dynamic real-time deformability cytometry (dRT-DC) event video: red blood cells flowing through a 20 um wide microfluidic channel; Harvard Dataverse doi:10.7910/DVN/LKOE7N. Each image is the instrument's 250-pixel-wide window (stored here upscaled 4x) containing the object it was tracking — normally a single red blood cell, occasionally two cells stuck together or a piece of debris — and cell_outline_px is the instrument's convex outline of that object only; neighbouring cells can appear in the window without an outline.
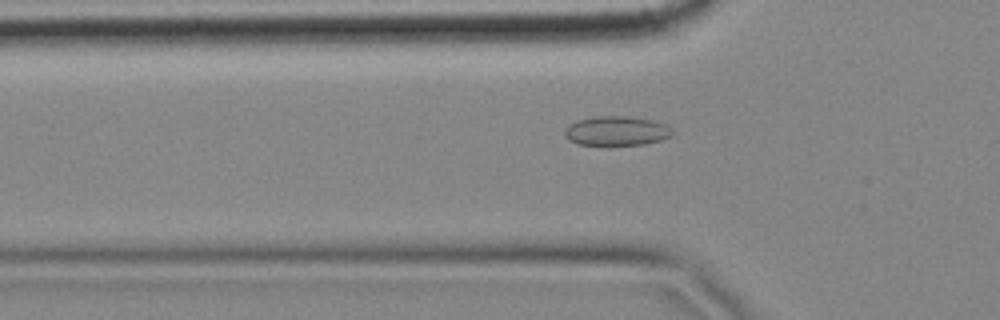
{"species": "common noctule bat (a hibernating species)", "species_latin": "Nyctalus noctula", "temperature_condition": "cold", "stored_images_in_passage": 31, "camera_frame_rate_fps": 3000, "um_per_image_px": 0.085, "animal": {"sex": "female", "body_mass_g": 18.4}, "frame": {"image": 1, "passage_image": 2, "time_ms": 0.333, "image_size_px": [1000, 320], "cell_outline_px": [[676, 132], [672, 136], [660, 140], [644, 144], [604, 148], [580, 144], [568, 140], [564, 136], [564, 132], [576, 120], [596, 116], [628, 116], [652, 120], [664, 124], [672, 128]], "centroid_in_image_um": [52.42, 11.17], "position_along_channel_um": 73.4, "area_um2": 19.19}}
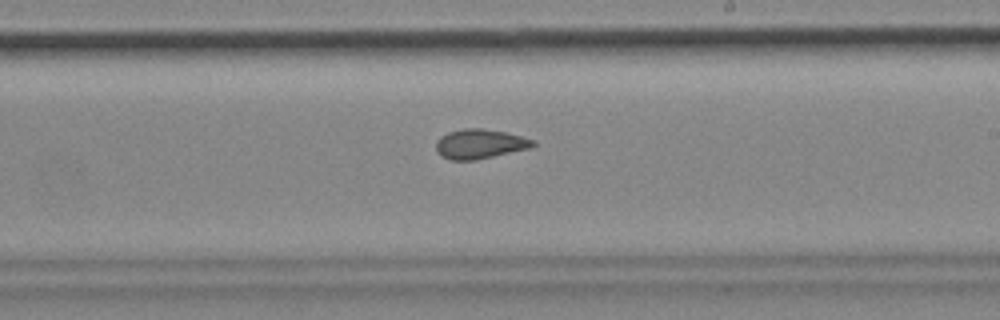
{"frame": {"image": 2, "passage_image": 17, "time_ms": 5.333, "image_size_px": [1000, 320], "cell_outline_px": [[536, 144], [532, 148], [476, 160], [448, 160], [440, 156], [436, 152], [436, 140], [440, 136], [448, 132], [464, 128], [484, 128], [504, 132], [536, 140]], "centroid_in_image_um": [40.77, 12.24], "position_along_channel_um": 248.2, "area_um2": 16.99}}
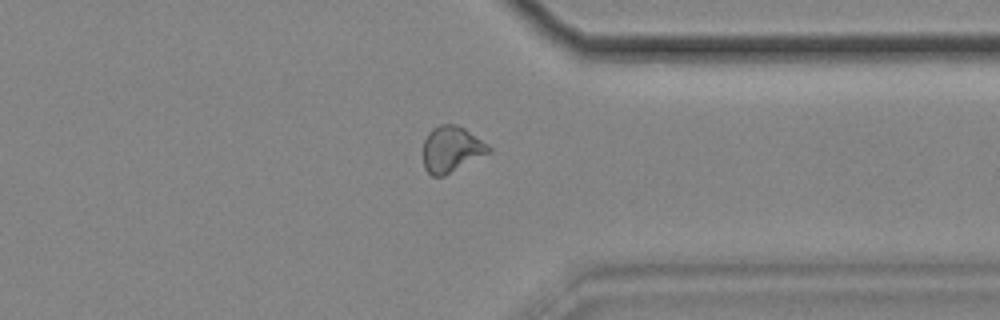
{"frame": {"image": 3, "passage_image": 28, "time_ms": 9.0, "image_size_px": [1000, 320], "cell_outline_px": [[492, 152], [444, 176], [432, 176], [424, 168], [424, 140], [428, 132], [432, 128], [440, 124], [456, 124], [464, 128], [488, 144], [492, 148]], "centroid_in_image_um": [38.39, 12.68], "position_along_channel_um": 373.0, "area_um2": 17.69}}